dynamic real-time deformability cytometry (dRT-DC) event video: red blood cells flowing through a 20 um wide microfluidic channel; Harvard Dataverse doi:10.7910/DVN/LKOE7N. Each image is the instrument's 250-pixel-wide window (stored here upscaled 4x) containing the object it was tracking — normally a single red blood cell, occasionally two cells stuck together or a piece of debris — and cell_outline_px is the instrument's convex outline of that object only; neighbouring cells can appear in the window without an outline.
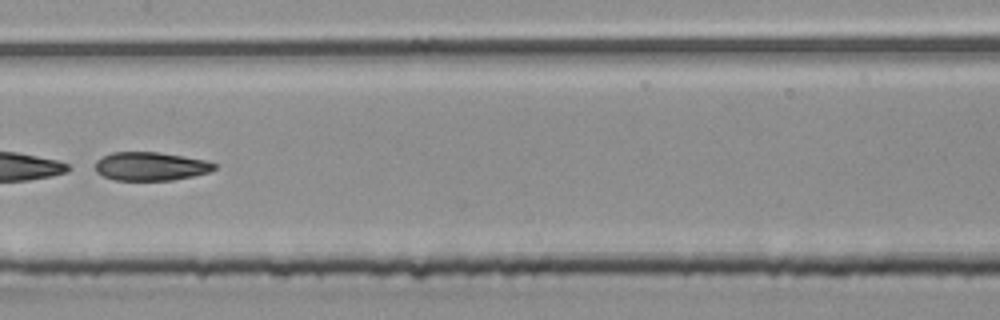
{"species": "common noctule bat (a hibernating species)", "species_latin": "Nyctalus noctula", "temperature_condition": "room temperature", "stored_images_in_passage": 52, "segment_of_instrument_passage": [2, 2], "camera_frame_rate_fps": 3000, "um_per_image_px": 0.085, "animal": {"sex": "male", "body_mass_g": 20.4}, "frame": {"image": 1, "passage_image": 27, "time_ms": 8.667, "image_size_px": [1000, 320], "cell_outline_px": [[216, 168], [208, 172], [192, 176], [172, 180], [116, 180], [104, 176], [96, 172], [96, 160], [112, 152], [160, 152], [184, 156], [204, 160], [216, 164]], "centroid_in_image_um": [12.8, 14.13], "position_along_channel_um": 194.6, "area_um2": 19.65}}